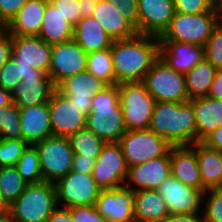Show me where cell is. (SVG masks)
<instances>
[{"label":"cell","instance_id":"cell-18","mask_svg":"<svg viewBox=\"0 0 222 222\" xmlns=\"http://www.w3.org/2000/svg\"><path fill=\"white\" fill-rule=\"evenodd\" d=\"M95 207L108 222H135L134 192L125 185L101 190Z\"/></svg>","mask_w":222,"mask_h":222},{"label":"cell","instance_id":"cell-37","mask_svg":"<svg viewBox=\"0 0 222 222\" xmlns=\"http://www.w3.org/2000/svg\"><path fill=\"white\" fill-rule=\"evenodd\" d=\"M202 214L205 222H222V187L210 188L203 193Z\"/></svg>","mask_w":222,"mask_h":222},{"label":"cell","instance_id":"cell-23","mask_svg":"<svg viewBox=\"0 0 222 222\" xmlns=\"http://www.w3.org/2000/svg\"><path fill=\"white\" fill-rule=\"evenodd\" d=\"M171 175L185 185L202 189L195 143L190 146H172L170 149Z\"/></svg>","mask_w":222,"mask_h":222},{"label":"cell","instance_id":"cell-38","mask_svg":"<svg viewBox=\"0 0 222 222\" xmlns=\"http://www.w3.org/2000/svg\"><path fill=\"white\" fill-rule=\"evenodd\" d=\"M28 145L23 139L0 138V167L15 166Z\"/></svg>","mask_w":222,"mask_h":222},{"label":"cell","instance_id":"cell-34","mask_svg":"<svg viewBox=\"0 0 222 222\" xmlns=\"http://www.w3.org/2000/svg\"><path fill=\"white\" fill-rule=\"evenodd\" d=\"M27 185L15 166L0 167V192L10 205L23 193Z\"/></svg>","mask_w":222,"mask_h":222},{"label":"cell","instance_id":"cell-52","mask_svg":"<svg viewBox=\"0 0 222 222\" xmlns=\"http://www.w3.org/2000/svg\"><path fill=\"white\" fill-rule=\"evenodd\" d=\"M100 0H79L82 18L92 17L93 12Z\"/></svg>","mask_w":222,"mask_h":222},{"label":"cell","instance_id":"cell-4","mask_svg":"<svg viewBox=\"0 0 222 222\" xmlns=\"http://www.w3.org/2000/svg\"><path fill=\"white\" fill-rule=\"evenodd\" d=\"M57 206L55 184L43 181L28 184L10 212L15 222H46Z\"/></svg>","mask_w":222,"mask_h":222},{"label":"cell","instance_id":"cell-22","mask_svg":"<svg viewBox=\"0 0 222 222\" xmlns=\"http://www.w3.org/2000/svg\"><path fill=\"white\" fill-rule=\"evenodd\" d=\"M22 139L28 144L52 136L48 102L35 106L19 108Z\"/></svg>","mask_w":222,"mask_h":222},{"label":"cell","instance_id":"cell-12","mask_svg":"<svg viewBox=\"0 0 222 222\" xmlns=\"http://www.w3.org/2000/svg\"><path fill=\"white\" fill-rule=\"evenodd\" d=\"M87 60L88 54L73 39L52 45L48 75L55 87L64 79L85 71Z\"/></svg>","mask_w":222,"mask_h":222},{"label":"cell","instance_id":"cell-25","mask_svg":"<svg viewBox=\"0 0 222 222\" xmlns=\"http://www.w3.org/2000/svg\"><path fill=\"white\" fill-rule=\"evenodd\" d=\"M193 106L197 127L196 142H203L222 125V100L210 96L189 100Z\"/></svg>","mask_w":222,"mask_h":222},{"label":"cell","instance_id":"cell-40","mask_svg":"<svg viewBox=\"0 0 222 222\" xmlns=\"http://www.w3.org/2000/svg\"><path fill=\"white\" fill-rule=\"evenodd\" d=\"M175 12L183 14H200L205 12H222L214 0H173Z\"/></svg>","mask_w":222,"mask_h":222},{"label":"cell","instance_id":"cell-46","mask_svg":"<svg viewBox=\"0 0 222 222\" xmlns=\"http://www.w3.org/2000/svg\"><path fill=\"white\" fill-rule=\"evenodd\" d=\"M94 164V158H87L83 157V155L74 154L71 171L83 174H92Z\"/></svg>","mask_w":222,"mask_h":222},{"label":"cell","instance_id":"cell-43","mask_svg":"<svg viewBox=\"0 0 222 222\" xmlns=\"http://www.w3.org/2000/svg\"><path fill=\"white\" fill-rule=\"evenodd\" d=\"M74 222H108L96 209L95 205L73 206L69 208Z\"/></svg>","mask_w":222,"mask_h":222},{"label":"cell","instance_id":"cell-2","mask_svg":"<svg viewBox=\"0 0 222 222\" xmlns=\"http://www.w3.org/2000/svg\"><path fill=\"white\" fill-rule=\"evenodd\" d=\"M149 129L172 146H190L196 142L197 127L190 102H156Z\"/></svg>","mask_w":222,"mask_h":222},{"label":"cell","instance_id":"cell-33","mask_svg":"<svg viewBox=\"0 0 222 222\" xmlns=\"http://www.w3.org/2000/svg\"><path fill=\"white\" fill-rule=\"evenodd\" d=\"M15 167L28 184H37L44 181L39 152L35 145L29 144L27 146Z\"/></svg>","mask_w":222,"mask_h":222},{"label":"cell","instance_id":"cell-44","mask_svg":"<svg viewBox=\"0 0 222 222\" xmlns=\"http://www.w3.org/2000/svg\"><path fill=\"white\" fill-rule=\"evenodd\" d=\"M114 3L121 11L122 15L129 20L135 27L138 23V0H106Z\"/></svg>","mask_w":222,"mask_h":222},{"label":"cell","instance_id":"cell-35","mask_svg":"<svg viewBox=\"0 0 222 222\" xmlns=\"http://www.w3.org/2000/svg\"><path fill=\"white\" fill-rule=\"evenodd\" d=\"M86 70L93 76L102 79L108 85L115 84L111 50L95 51L88 54Z\"/></svg>","mask_w":222,"mask_h":222},{"label":"cell","instance_id":"cell-14","mask_svg":"<svg viewBox=\"0 0 222 222\" xmlns=\"http://www.w3.org/2000/svg\"><path fill=\"white\" fill-rule=\"evenodd\" d=\"M52 136L69 137L86 128V115L55 90L48 101Z\"/></svg>","mask_w":222,"mask_h":222},{"label":"cell","instance_id":"cell-7","mask_svg":"<svg viewBox=\"0 0 222 222\" xmlns=\"http://www.w3.org/2000/svg\"><path fill=\"white\" fill-rule=\"evenodd\" d=\"M156 102H189L185 74L176 72L159 58L142 81Z\"/></svg>","mask_w":222,"mask_h":222},{"label":"cell","instance_id":"cell-57","mask_svg":"<svg viewBox=\"0 0 222 222\" xmlns=\"http://www.w3.org/2000/svg\"><path fill=\"white\" fill-rule=\"evenodd\" d=\"M7 31V24L5 21L0 17V33Z\"/></svg>","mask_w":222,"mask_h":222},{"label":"cell","instance_id":"cell-11","mask_svg":"<svg viewBox=\"0 0 222 222\" xmlns=\"http://www.w3.org/2000/svg\"><path fill=\"white\" fill-rule=\"evenodd\" d=\"M57 205L62 207L95 205L101 191L92 174L71 171L55 183Z\"/></svg>","mask_w":222,"mask_h":222},{"label":"cell","instance_id":"cell-54","mask_svg":"<svg viewBox=\"0 0 222 222\" xmlns=\"http://www.w3.org/2000/svg\"><path fill=\"white\" fill-rule=\"evenodd\" d=\"M20 70L22 78H25L28 75H48L44 71L35 68L20 67Z\"/></svg>","mask_w":222,"mask_h":222},{"label":"cell","instance_id":"cell-51","mask_svg":"<svg viewBox=\"0 0 222 222\" xmlns=\"http://www.w3.org/2000/svg\"><path fill=\"white\" fill-rule=\"evenodd\" d=\"M207 146L222 151V125L213 131L204 141Z\"/></svg>","mask_w":222,"mask_h":222},{"label":"cell","instance_id":"cell-21","mask_svg":"<svg viewBox=\"0 0 222 222\" xmlns=\"http://www.w3.org/2000/svg\"><path fill=\"white\" fill-rule=\"evenodd\" d=\"M160 58L176 72L186 74L204 59V46L178 41H160Z\"/></svg>","mask_w":222,"mask_h":222},{"label":"cell","instance_id":"cell-3","mask_svg":"<svg viewBox=\"0 0 222 222\" xmlns=\"http://www.w3.org/2000/svg\"><path fill=\"white\" fill-rule=\"evenodd\" d=\"M86 128L105 143L118 142L127 131L117 84L108 85L92 98L91 111L86 116Z\"/></svg>","mask_w":222,"mask_h":222},{"label":"cell","instance_id":"cell-27","mask_svg":"<svg viewBox=\"0 0 222 222\" xmlns=\"http://www.w3.org/2000/svg\"><path fill=\"white\" fill-rule=\"evenodd\" d=\"M202 190L222 187V151L211 148L203 142H195Z\"/></svg>","mask_w":222,"mask_h":222},{"label":"cell","instance_id":"cell-42","mask_svg":"<svg viewBox=\"0 0 222 222\" xmlns=\"http://www.w3.org/2000/svg\"><path fill=\"white\" fill-rule=\"evenodd\" d=\"M49 2L73 26L82 19L79 0H49Z\"/></svg>","mask_w":222,"mask_h":222},{"label":"cell","instance_id":"cell-17","mask_svg":"<svg viewBox=\"0 0 222 222\" xmlns=\"http://www.w3.org/2000/svg\"><path fill=\"white\" fill-rule=\"evenodd\" d=\"M175 15L173 0H138V34L160 37Z\"/></svg>","mask_w":222,"mask_h":222},{"label":"cell","instance_id":"cell-58","mask_svg":"<svg viewBox=\"0 0 222 222\" xmlns=\"http://www.w3.org/2000/svg\"><path fill=\"white\" fill-rule=\"evenodd\" d=\"M215 5L218 9L222 10V0H214Z\"/></svg>","mask_w":222,"mask_h":222},{"label":"cell","instance_id":"cell-36","mask_svg":"<svg viewBox=\"0 0 222 222\" xmlns=\"http://www.w3.org/2000/svg\"><path fill=\"white\" fill-rule=\"evenodd\" d=\"M0 138L22 139L19 107L14 102L0 108Z\"/></svg>","mask_w":222,"mask_h":222},{"label":"cell","instance_id":"cell-8","mask_svg":"<svg viewBox=\"0 0 222 222\" xmlns=\"http://www.w3.org/2000/svg\"><path fill=\"white\" fill-rule=\"evenodd\" d=\"M118 143L128 167L165 156L172 145L150 129L127 130Z\"/></svg>","mask_w":222,"mask_h":222},{"label":"cell","instance_id":"cell-6","mask_svg":"<svg viewBox=\"0 0 222 222\" xmlns=\"http://www.w3.org/2000/svg\"><path fill=\"white\" fill-rule=\"evenodd\" d=\"M119 101L127 130L149 129L155 99L142 81L118 84Z\"/></svg>","mask_w":222,"mask_h":222},{"label":"cell","instance_id":"cell-24","mask_svg":"<svg viewBox=\"0 0 222 222\" xmlns=\"http://www.w3.org/2000/svg\"><path fill=\"white\" fill-rule=\"evenodd\" d=\"M92 17L113 40L128 39L138 34L135 26L122 15L117 6L106 0L99 1Z\"/></svg>","mask_w":222,"mask_h":222},{"label":"cell","instance_id":"cell-9","mask_svg":"<svg viewBox=\"0 0 222 222\" xmlns=\"http://www.w3.org/2000/svg\"><path fill=\"white\" fill-rule=\"evenodd\" d=\"M34 145L39 152L45 182L55 184L71 172L74 153L67 137L50 136Z\"/></svg>","mask_w":222,"mask_h":222},{"label":"cell","instance_id":"cell-47","mask_svg":"<svg viewBox=\"0 0 222 222\" xmlns=\"http://www.w3.org/2000/svg\"><path fill=\"white\" fill-rule=\"evenodd\" d=\"M12 57V43L11 34L6 31L0 33V69L4 66L5 62Z\"/></svg>","mask_w":222,"mask_h":222},{"label":"cell","instance_id":"cell-32","mask_svg":"<svg viewBox=\"0 0 222 222\" xmlns=\"http://www.w3.org/2000/svg\"><path fill=\"white\" fill-rule=\"evenodd\" d=\"M68 140L74 154L94 158L95 160L100 155L102 147L105 144L102 139L87 128L81 129L69 136Z\"/></svg>","mask_w":222,"mask_h":222},{"label":"cell","instance_id":"cell-19","mask_svg":"<svg viewBox=\"0 0 222 222\" xmlns=\"http://www.w3.org/2000/svg\"><path fill=\"white\" fill-rule=\"evenodd\" d=\"M171 176L170 151L165 155L129 167L125 186L133 192L157 189Z\"/></svg>","mask_w":222,"mask_h":222},{"label":"cell","instance_id":"cell-49","mask_svg":"<svg viewBox=\"0 0 222 222\" xmlns=\"http://www.w3.org/2000/svg\"><path fill=\"white\" fill-rule=\"evenodd\" d=\"M46 222H74L69 208L57 206Z\"/></svg>","mask_w":222,"mask_h":222},{"label":"cell","instance_id":"cell-50","mask_svg":"<svg viewBox=\"0 0 222 222\" xmlns=\"http://www.w3.org/2000/svg\"><path fill=\"white\" fill-rule=\"evenodd\" d=\"M208 96L222 100V68L216 70Z\"/></svg>","mask_w":222,"mask_h":222},{"label":"cell","instance_id":"cell-28","mask_svg":"<svg viewBox=\"0 0 222 222\" xmlns=\"http://www.w3.org/2000/svg\"><path fill=\"white\" fill-rule=\"evenodd\" d=\"M87 54L110 49L113 39L93 18L86 17L74 26L72 38Z\"/></svg>","mask_w":222,"mask_h":222},{"label":"cell","instance_id":"cell-45","mask_svg":"<svg viewBox=\"0 0 222 222\" xmlns=\"http://www.w3.org/2000/svg\"><path fill=\"white\" fill-rule=\"evenodd\" d=\"M28 0H0V17L8 24Z\"/></svg>","mask_w":222,"mask_h":222},{"label":"cell","instance_id":"cell-13","mask_svg":"<svg viewBox=\"0 0 222 222\" xmlns=\"http://www.w3.org/2000/svg\"><path fill=\"white\" fill-rule=\"evenodd\" d=\"M155 190L164 199L169 214L202 212V189L185 185L171 175Z\"/></svg>","mask_w":222,"mask_h":222},{"label":"cell","instance_id":"cell-30","mask_svg":"<svg viewBox=\"0 0 222 222\" xmlns=\"http://www.w3.org/2000/svg\"><path fill=\"white\" fill-rule=\"evenodd\" d=\"M73 29L74 26L48 1L38 37L52 46L72 40Z\"/></svg>","mask_w":222,"mask_h":222},{"label":"cell","instance_id":"cell-26","mask_svg":"<svg viewBox=\"0 0 222 222\" xmlns=\"http://www.w3.org/2000/svg\"><path fill=\"white\" fill-rule=\"evenodd\" d=\"M49 0H28L7 24L11 35L38 36Z\"/></svg>","mask_w":222,"mask_h":222},{"label":"cell","instance_id":"cell-41","mask_svg":"<svg viewBox=\"0 0 222 222\" xmlns=\"http://www.w3.org/2000/svg\"><path fill=\"white\" fill-rule=\"evenodd\" d=\"M22 81L20 65L11 57L0 69V87L12 92V90Z\"/></svg>","mask_w":222,"mask_h":222},{"label":"cell","instance_id":"cell-31","mask_svg":"<svg viewBox=\"0 0 222 222\" xmlns=\"http://www.w3.org/2000/svg\"><path fill=\"white\" fill-rule=\"evenodd\" d=\"M216 70L211 63L202 59L185 74L189 100L208 96Z\"/></svg>","mask_w":222,"mask_h":222},{"label":"cell","instance_id":"cell-56","mask_svg":"<svg viewBox=\"0 0 222 222\" xmlns=\"http://www.w3.org/2000/svg\"><path fill=\"white\" fill-rule=\"evenodd\" d=\"M0 222H15L11 212L0 216Z\"/></svg>","mask_w":222,"mask_h":222},{"label":"cell","instance_id":"cell-53","mask_svg":"<svg viewBox=\"0 0 222 222\" xmlns=\"http://www.w3.org/2000/svg\"><path fill=\"white\" fill-rule=\"evenodd\" d=\"M13 103L11 92L0 87V108Z\"/></svg>","mask_w":222,"mask_h":222},{"label":"cell","instance_id":"cell-55","mask_svg":"<svg viewBox=\"0 0 222 222\" xmlns=\"http://www.w3.org/2000/svg\"><path fill=\"white\" fill-rule=\"evenodd\" d=\"M10 212V204L3 198L0 192V216Z\"/></svg>","mask_w":222,"mask_h":222},{"label":"cell","instance_id":"cell-29","mask_svg":"<svg viewBox=\"0 0 222 222\" xmlns=\"http://www.w3.org/2000/svg\"><path fill=\"white\" fill-rule=\"evenodd\" d=\"M135 222H163L168 216L164 199L153 189L134 192Z\"/></svg>","mask_w":222,"mask_h":222},{"label":"cell","instance_id":"cell-39","mask_svg":"<svg viewBox=\"0 0 222 222\" xmlns=\"http://www.w3.org/2000/svg\"><path fill=\"white\" fill-rule=\"evenodd\" d=\"M204 59L216 69L222 68V22L213 29L204 46Z\"/></svg>","mask_w":222,"mask_h":222},{"label":"cell","instance_id":"cell-15","mask_svg":"<svg viewBox=\"0 0 222 222\" xmlns=\"http://www.w3.org/2000/svg\"><path fill=\"white\" fill-rule=\"evenodd\" d=\"M108 84L91 75L87 70L64 79L56 90L66 96L86 116L91 111L92 98Z\"/></svg>","mask_w":222,"mask_h":222},{"label":"cell","instance_id":"cell-48","mask_svg":"<svg viewBox=\"0 0 222 222\" xmlns=\"http://www.w3.org/2000/svg\"><path fill=\"white\" fill-rule=\"evenodd\" d=\"M163 222H205L202 212L192 214H169Z\"/></svg>","mask_w":222,"mask_h":222},{"label":"cell","instance_id":"cell-5","mask_svg":"<svg viewBox=\"0 0 222 222\" xmlns=\"http://www.w3.org/2000/svg\"><path fill=\"white\" fill-rule=\"evenodd\" d=\"M222 12L183 14L175 12L160 41H178L205 46L213 29L221 21Z\"/></svg>","mask_w":222,"mask_h":222},{"label":"cell","instance_id":"cell-20","mask_svg":"<svg viewBox=\"0 0 222 222\" xmlns=\"http://www.w3.org/2000/svg\"><path fill=\"white\" fill-rule=\"evenodd\" d=\"M55 90L49 75H28L12 90L11 97L19 108H25L48 102Z\"/></svg>","mask_w":222,"mask_h":222},{"label":"cell","instance_id":"cell-1","mask_svg":"<svg viewBox=\"0 0 222 222\" xmlns=\"http://www.w3.org/2000/svg\"><path fill=\"white\" fill-rule=\"evenodd\" d=\"M110 50L115 84L139 82L160 58V40L157 36L137 34L113 40Z\"/></svg>","mask_w":222,"mask_h":222},{"label":"cell","instance_id":"cell-16","mask_svg":"<svg viewBox=\"0 0 222 222\" xmlns=\"http://www.w3.org/2000/svg\"><path fill=\"white\" fill-rule=\"evenodd\" d=\"M12 58L24 68H35L49 74L51 48L38 36L11 35Z\"/></svg>","mask_w":222,"mask_h":222},{"label":"cell","instance_id":"cell-10","mask_svg":"<svg viewBox=\"0 0 222 222\" xmlns=\"http://www.w3.org/2000/svg\"><path fill=\"white\" fill-rule=\"evenodd\" d=\"M128 169L120 144L105 143L95 160L92 177L100 190H110L125 185Z\"/></svg>","mask_w":222,"mask_h":222}]
</instances>
